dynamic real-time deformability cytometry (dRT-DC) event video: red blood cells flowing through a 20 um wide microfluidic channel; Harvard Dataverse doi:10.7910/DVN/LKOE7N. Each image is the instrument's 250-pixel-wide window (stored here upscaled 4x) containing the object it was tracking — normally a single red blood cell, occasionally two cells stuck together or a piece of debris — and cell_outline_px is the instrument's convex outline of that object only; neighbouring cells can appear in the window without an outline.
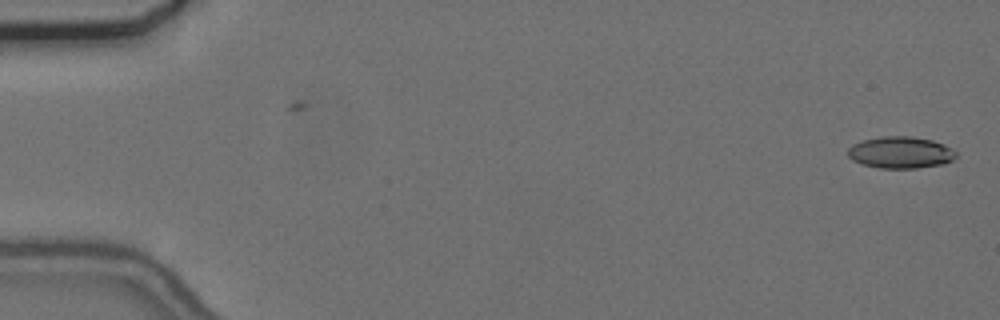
{"species": "common noctule bat (a hibernating species)", "species_latin": "Nyctalus noctula", "temperature_condition": "cold", "stored_images_in_passage": 55, "camera_frame_rate_fps": 3000, "um_per_image_px": 0.085, "animal": {"sex": "female", "body_mass_g": 24.6, "forearm_length_mm": 56.2}, "frame": {"image": 1, "passage_image": 1, "time_ms": 0.0, "image_size_px": [1000, 320], "cell_outline_px": [[956, 156], [952, 160], [944, 164], [916, 168], [880, 168], [860, 164], [852, 160], [848, 156], [848, 148], [852, 144], [864, 140], [880, 136], [912, 136], [932, 140], [944, 144], [952, 148], [956, 152]], "centroid_in_image_um": [76.54, 12.96], "position_along_channel_um": 8.5, "area_um2": 20.17}}
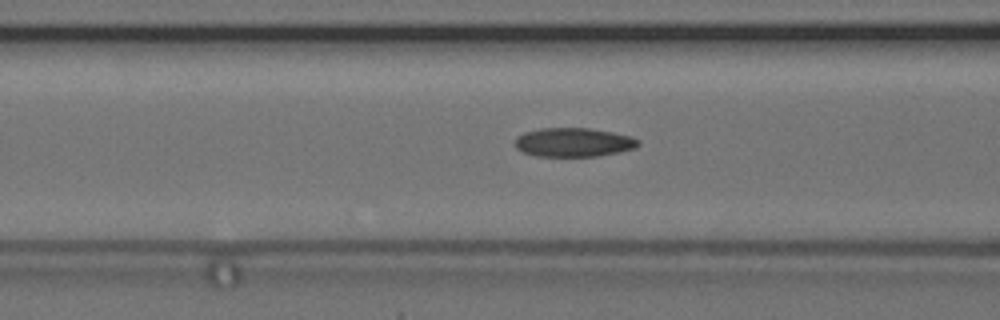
{"frame": {"image": 2, "passage_image": 22, "time_ms": 7.0, "image_size_px": [1000, 320], "cell_outline_px": [[640, 144], [636, 148], [620, 152], [596, 156], [536, 156], [524, 152], [516, 148], [516, 136], [524, 132], [540, 128], [588, 128], [612, 132], [632, 136], [640, 140]], "centroid_in_image_um": [48.78, 12.09], "position_along_channel_um": 117.8, "area_um2": 20.87}}
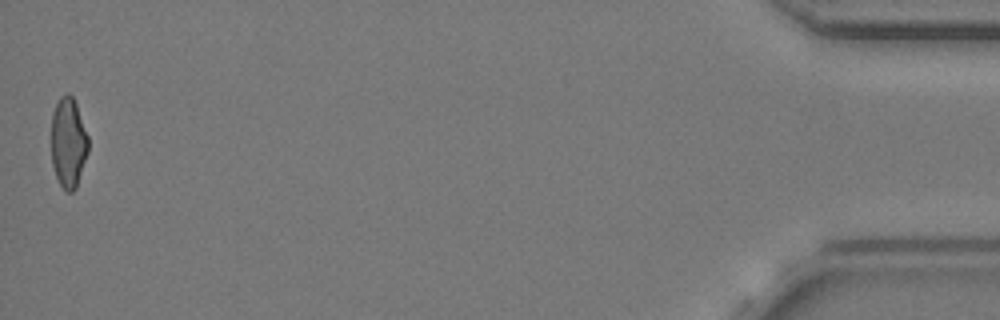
{"frame": {"image": 3, "passage_image": 55, "time_ms": 18.0, "image_size_px": [1000, 320], "cell_outline_px": [[88, 152], [76, 188], [72, 192], [64, 192], [56, 176], [52, 164], [52, 112], [60, 96], [68, 92], [72, 96], [76, 104], [88, 136]], "centroid_in_image_um": [5.81, 12.13], "position_along_channel_um": 429.4, "area_um2": 19.42}, "authors_computed_cell_mechanics": {"area_um2": 20.3456, "velocity_mm_per_s": 3.6913, "shape_relaxation_time_tau1_ms": null, "shape_relaxation_time_tau2_ms": 3.1486, "deformation_change_tau1": null, "deformation_change_tau2": 0.0881}}